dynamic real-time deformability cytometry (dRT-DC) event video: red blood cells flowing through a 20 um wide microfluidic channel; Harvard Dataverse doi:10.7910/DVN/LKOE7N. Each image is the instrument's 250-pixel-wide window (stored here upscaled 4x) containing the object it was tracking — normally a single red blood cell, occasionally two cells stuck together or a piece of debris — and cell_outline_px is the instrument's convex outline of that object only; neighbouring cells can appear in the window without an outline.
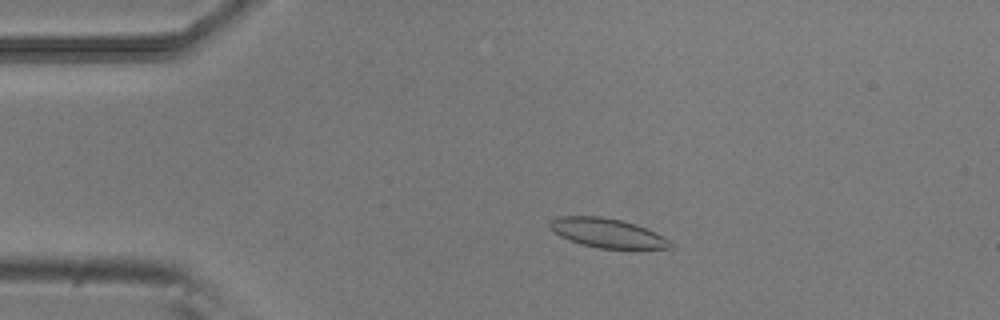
{"species": "common noctule bat (a hibernating species)", "species_latin": "Nyctalus noctula", "temperature_condition": "room temperature", "stored_images_in_passage": 13, "camera_frame_rate_fps": 3000, "um_per_image_px": 0.085, "animal": {"sex": "male", "body_mass_g": 20.5, "forearm_length_mm": 52.5}, "frame": {"image": 1, "passage_image": 7, "time_ms": 2.0, "image_size_px": [1000, 320], "cell_outline_px": [[676, 248], [600, 248], [580, 244], [560, 236], [552, 232], [548, 228], [548, 224], [552, 220], [560, 216], [600, 216], [620, 220], [636, 224], [656, 232], [676, 244]], "centroid_in_image_um": [51.63, 19.8], "position_along_channel_um": 33.4, "area_um2": 20.63}}
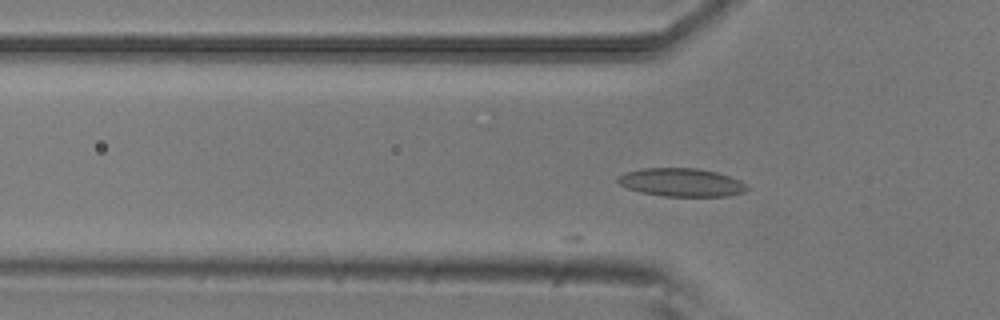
{"frame": {"image": 2, "passage_image": 13, "time_ms": 4.0, "image_size_px": [1000, 320], "cell_outline_px": [[748, 188], [744, 192], [728, 196], [664, 196], [640, 192], [628, 188], [620, 184], [616, 180], [616, 176], [624, 172], [644, 168], [696, 168], [716, 172], [740, 180]], "centroid_in_image_um": [57.88, 15.5], "position_along_channel_um": 67.9, "area_um2": 21.21}}